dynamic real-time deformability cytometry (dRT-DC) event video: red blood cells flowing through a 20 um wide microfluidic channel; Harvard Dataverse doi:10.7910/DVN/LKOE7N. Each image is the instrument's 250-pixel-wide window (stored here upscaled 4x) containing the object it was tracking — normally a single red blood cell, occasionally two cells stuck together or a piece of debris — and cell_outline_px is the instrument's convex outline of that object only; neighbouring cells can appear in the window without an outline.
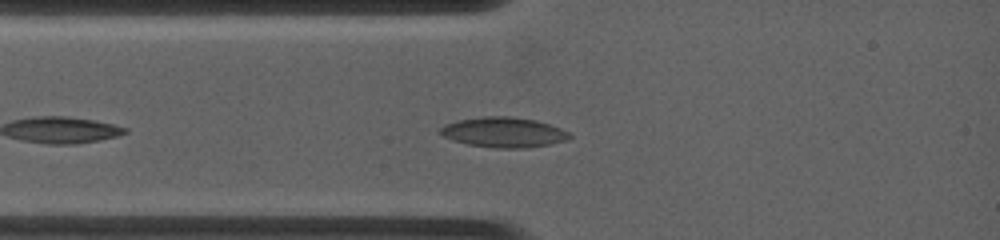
{"species": "common noctule bat (a hibernating species)", "species_latin": "Nyctalus noctula", "temperature_condition": "warm", "stored_images_in_passage": 32, "camera_frame_rate_fps": 4500, "um_per_image_px": 0.085, "animal": {"sex": "female", "body_mass_g": 19.0, "forearm_length_mm": 53.3}, "frame": {"image": 1, "passage_image": 6, "time_ms": 1.778, "image_size_px": [1000, 240], "cell_outline_px": [[572, 136], [568, 140], [548, 144], [524, 148], [496, 148], [468, 144], [452, 140], [444, 136], [440, 132], [440, 128], [444, 124], [456, 120], [484, 116], [508, 116], [536, 120], [560, 128], [568, 132]], "centroid_in_image_um": [42.79, 11.24], "position_along_channel_um": 42.2, "area_um2": 22.6}}
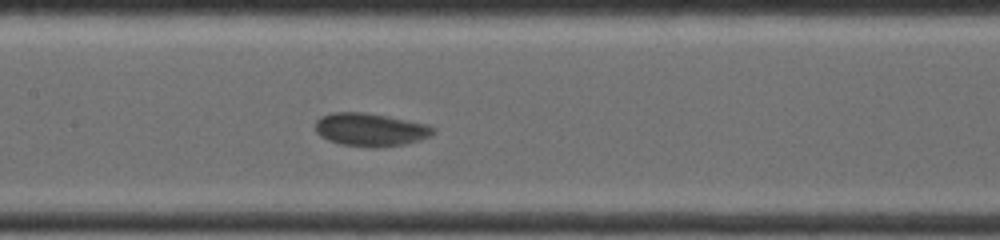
{"frame": {"image": 2, "passage_image": 15, "time_ms": 5.333, "image_size_px": [1000, 240], "cell_outline_px": [[436, 132], [432, 136], [420, 140], [404, 144], [384, 148], [372, 148], [340, 144], [328, 140], [320, 136], [316, 132], [316, 120], [320, 116], [332, 112], [364, 112], [388, 116], [428, 124], [436, 128]], "centroid_in_image_um": [31.52, 11.03], "position_along_channel_um": 175.9, "area_um2": 23.18}}
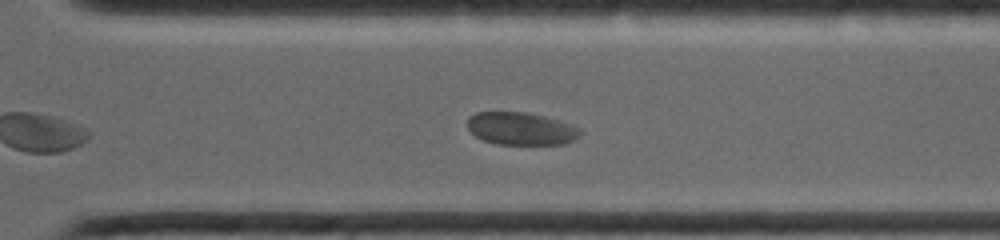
{"frame": {"image": 3, "passage_image": 25, "time_ms": 9.333, "image_size_px": [1000, 240], "cell_outline_px": [[580, 132], [572, 140], [564, 144], [496, 144], [484, 140], [476, 136], [468, 128], [468, 116], [476, 112], [524, 112], [544, 116], [560, 120], [572, 124], [580, 128]], "centroid_in_image_um": [44.27, 10.92], "position_along_channel_um": 326.3, "area_um2": 21.33}, "authors_computed_cell_mechanics": {"area_um2": 21.7617, "velocity_mm_per_s": 3.7616, "shape_relaxation_time_tau1_ms": 3.1873, "shape_relaxation_time_tau2_ms": null, "deformation_change_tau1": 0.0778, "deformation_change_tau2": null}}